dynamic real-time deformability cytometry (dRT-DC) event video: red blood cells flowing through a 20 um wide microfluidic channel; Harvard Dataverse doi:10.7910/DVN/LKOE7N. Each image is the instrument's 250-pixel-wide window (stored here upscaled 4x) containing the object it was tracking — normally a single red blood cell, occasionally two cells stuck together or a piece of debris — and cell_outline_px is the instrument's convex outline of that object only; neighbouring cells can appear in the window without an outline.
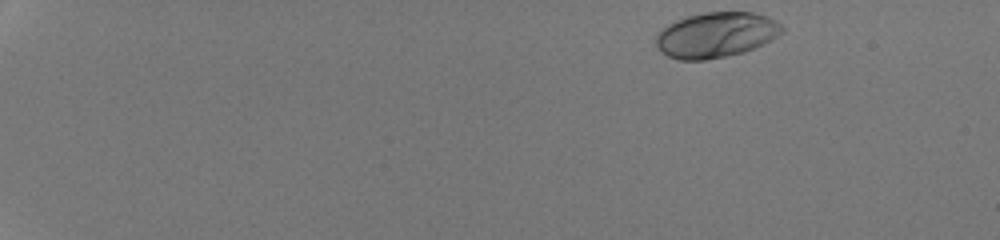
{"species": "human", "species_latin": "Homo sapiens", "temperature_condition": "room temperature", "stored_images_in_passage": 45, "camera_frame_rate_fps": 3000, "um_per_image_px": 0.085, "donor": {"sex": "male"}, "frame": {"image": 1, "passage_image": 1, "time_ms": 0.0, "image_size_px": [1000, 240], "cell_outline_px": [[784, 32], [772, 40], [764, 44], [744, 52], [704, 60], [680, 60], [668, 56], [660, 52], [656, 48], [656, 32], [668, 24], [676, 20], [688, 16], [704, 12], [752, 12], [768, 16], [776, 20], [784, 28]], "centroid_in_image_um": [60.86, 2.96], "position_along_channel_um": 24.1, "area_um2": 33.58}}
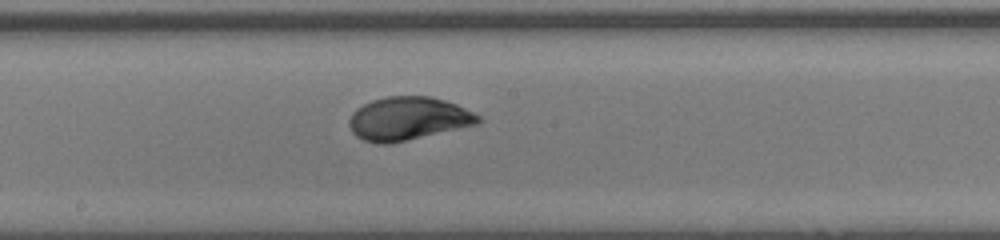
{"frame": {"image": 2, "passage_image": 26, "time_ms": 8.333, "image_size_px": [1000, 240], "cell_outline_px": [[484, 120], [476, 124], [388, 144], [376, 144], [364, 140], [356, 136], [352, 132], [348, 124], [348, 120], [352, 112], [356, 108], [372, 100], [388, 96], [432, 96], [456, 104], [480, 116]], "centroid_in_image_um": [34.64, 10.07], "position_along_channel_um": 213.6, "area_um2": 32.37}}
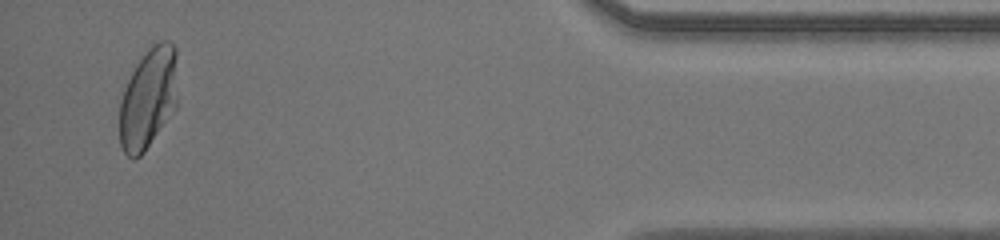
{"frame": {"image": 3, "passage_image": 44, "time_ms": 14.333, "image_size_px": [1000, 240], "cell_outline_px": [[176, 108], [144, 152], [140, 156], [132, 160], [124, 152], [120, 144], [120, 100], [124, 88], [136, 64], [148, 48], [152, 44], [160, 40], [168, 40], [176, 48]], "centroid_in_image_um": [12.6, 8.35], "position_along_channel_um": 422.6, "area_um2": 34.16}, "authors_computed_cell_mechanics": {"area_um2": 32.368, "velocity_mm_per_s": 4.2721, "shape_relaxation_time_tau1_ms": 2.8055, "shape_relaxation_time_tau2_ms": null, "deformation_change_tau1": 0.1693, "deformation_change_tau2": null}}